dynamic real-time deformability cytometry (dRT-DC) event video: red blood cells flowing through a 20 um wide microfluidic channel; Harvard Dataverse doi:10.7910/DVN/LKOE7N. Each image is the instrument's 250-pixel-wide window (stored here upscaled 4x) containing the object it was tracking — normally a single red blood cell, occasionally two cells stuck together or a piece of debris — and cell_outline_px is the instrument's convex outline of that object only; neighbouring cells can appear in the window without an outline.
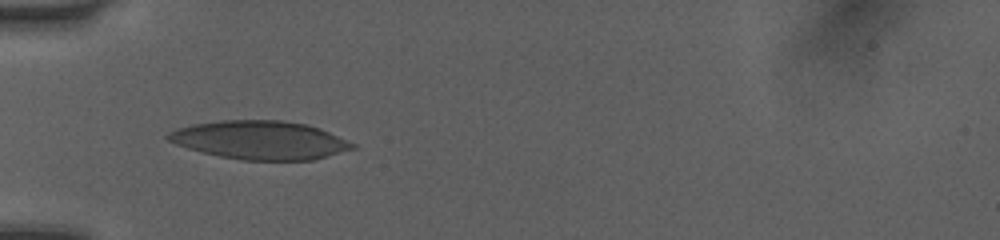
{"species": "human", "species_latin": "Homo sapiens", "temperature_condition": "room temperature", "stored_images_in_passage": 3, "camera_frame_rate_fps": 3000, "um_per_image_px": 0.085, "donor": {"sex": "female"}, "frame": {"image": 1, "passage_image": 1, "time_ms": 0.0, "image_size_px": [1000, 240], "cell_outline_px": [[356, 148], [312, 160], [240, 160], [220, 156], [188, 148], [176, 144], [168, 140], [164, 136], [168, 132], [176, 128], [192, 124], [220, 120], [280, 120], [308, 124], [320, 128], [356, 144]], "centroid_in_image_um": [22.09, 11.9], "position_along_channel_um": 62.9, "area_um2": 41.38}}
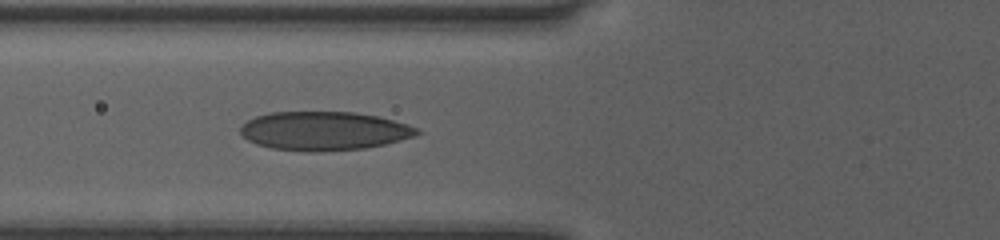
{"frame": {"image": 2, "passage_image": 3, "time_ms": 0.667, "image_size_px": [1000, 240], "cell_outline_px": [[420, 132], [416, 136], [384, 144], [364, 148], [320, 152], [308, 152], [272, 148], [256, 144], [248, 140], [240, 132], [240, 128], [248, 120], [256, 116], [268, 112], [356, 112], [376, 116], [408, 124], [420, 128]], "centroid_in_image_um": [27.55, 11.13], "position_along_channel_um": 98.2, "area_um2": 39.94}}